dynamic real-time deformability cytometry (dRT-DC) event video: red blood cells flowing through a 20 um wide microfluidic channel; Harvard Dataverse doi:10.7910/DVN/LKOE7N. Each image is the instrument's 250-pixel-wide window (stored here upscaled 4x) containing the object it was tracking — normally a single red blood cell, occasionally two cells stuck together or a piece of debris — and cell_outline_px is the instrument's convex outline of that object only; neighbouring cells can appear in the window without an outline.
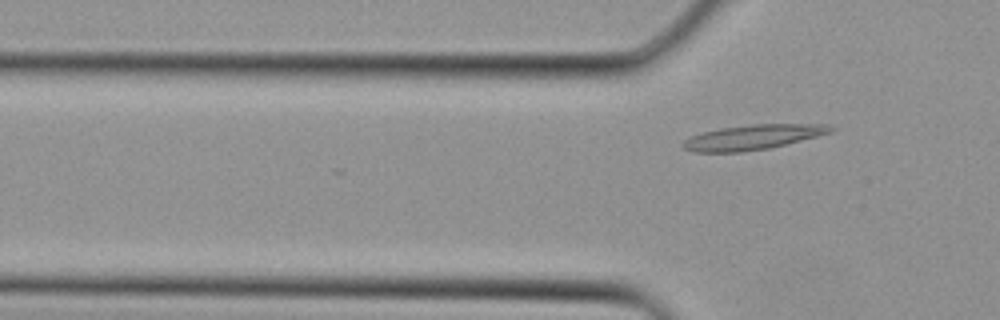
{"species": "Egyptian fruit bat (a non-hibernating species)", "species_latin": "Rousettus aegyptiacus", "temperature_condition": "cold", "stored_images_in_passage": 3, "camera_frame_rate_fps": 3000, "um_per_image_px": 0.085, "animal": {"sex": "female"}, "frame": {"image": 1, "passage_image": 3, "time_ms": 0.667, "image_size_px": [1000, 320], "cell_outline_px": [[836, 128], [832, 132], [768, 148], [740, 152], [692, 152], [684, 148], [680, 144], [684, 140], [692, 136], [704, 132], [720, 128], [752, 124], [832, 124]], "centroid_in_image_um": [63.99, 11.65], "position_along_channel_um": 61.8, "area_um2": 21.27}}